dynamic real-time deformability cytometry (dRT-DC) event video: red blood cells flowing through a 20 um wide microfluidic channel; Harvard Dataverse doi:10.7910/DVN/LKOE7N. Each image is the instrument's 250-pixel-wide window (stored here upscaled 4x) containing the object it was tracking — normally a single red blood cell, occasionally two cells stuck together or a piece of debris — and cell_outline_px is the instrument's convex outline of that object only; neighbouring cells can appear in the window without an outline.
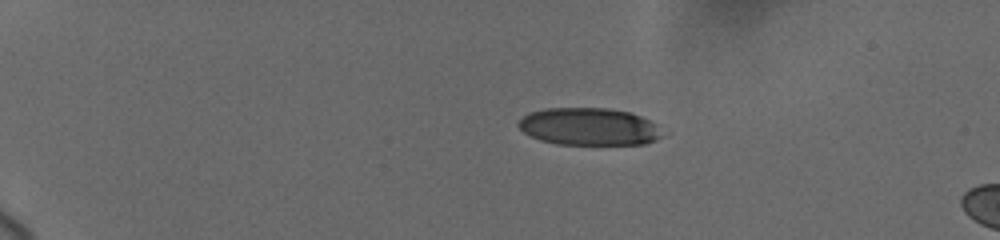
{"species": "human", "species_latin": "Homo sapiens", "temperature_condition": "cold", "stored_images_in_passage": 7, "camera_frame_rate_fps": 3000, "um_per_image_px": 0.085, "donor": {"sex": "female"}, "frame": {"image": 1, "passage_image": 1, "time_ms": 0.0, "image_size_px": [1000, 240], "cell_outline_px": [[664, 136], [656, 140], [644, 144], [556, 144], [540, 140], [524, 132], [516, 124], [528, 112], [544, 108], [608, 108], [628, 112], [640, 116], [656, 124]], "centroid_in_image_um": [50.05, 10.76], "position_along_channel_um": 34.9, "area_um2": 31.33}}